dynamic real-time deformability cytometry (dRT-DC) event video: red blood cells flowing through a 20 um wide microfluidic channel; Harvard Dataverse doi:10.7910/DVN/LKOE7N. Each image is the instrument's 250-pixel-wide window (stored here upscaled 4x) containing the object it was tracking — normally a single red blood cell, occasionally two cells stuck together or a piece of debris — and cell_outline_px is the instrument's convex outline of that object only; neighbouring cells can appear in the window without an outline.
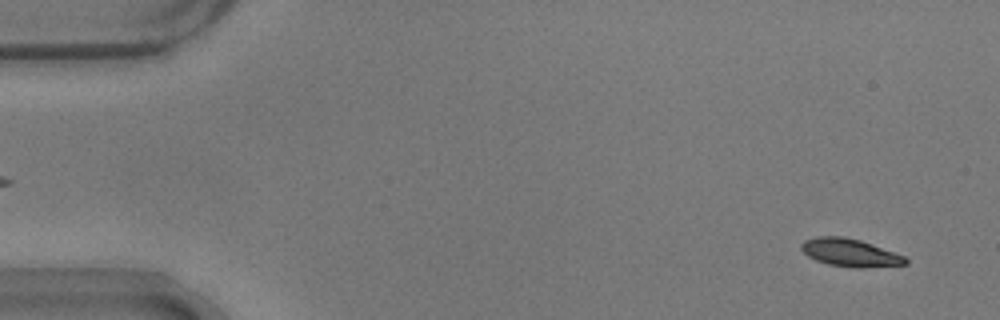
{"species": "common noctule bat (a hibernating species)", "species_latin": "Nyctalus noctula", "temperature_condition": "warm", "stored_images_in_passage": 54, "camera_frame_rate_fps": 3000, "um_per_image_px": 0.085, "animal": {"sex": "male", "body_mass_g": 17.9}, "frame": {"image": 1, "passage_image": 3, "time_ms": 0.667, "image_size_px": [1000, 320], "cell_outline_px": [[908, 264], [864, 268], [856, 268], [828, 264], [816, 260], [808, 256], [800, 248], [800, 244], [804, 240], [816, 236], [844, 236], [860, 240], [872, 244], [904, 256], [908, 260]], "centroid_in_image_um": [72.24, 21.47], "position_along_channel_um": 12.8, "area_um2": 16.94}}
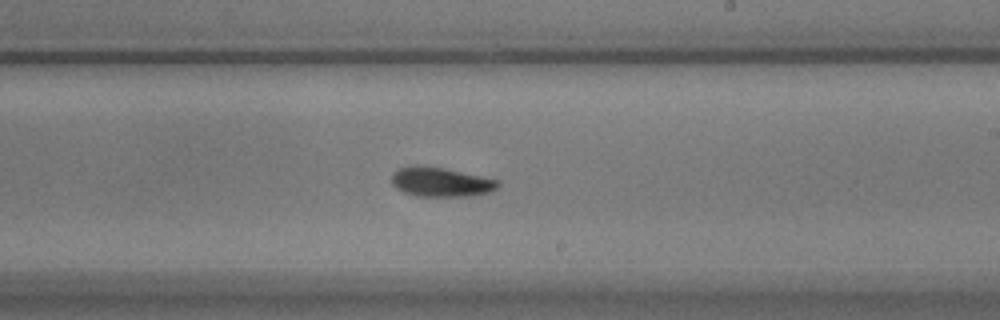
{"frame": {"image": 2, "passage_image": 32, "time_ms": 10.333, "image_size_px": [1000, 320], "cell_outline_px": [[500, 184], [496, 188], [488, 192], [472, 196], [416, 196], [404, 192], [396, 188], [392, 184], [392, 172], [396, 168], [412, 164], [416, 164], [444, 168], [496, 180]], "centroid_in_image_um": [37.37, 15.45], "position_along_channel_um": 251.6, "area_um2": 18.21}}
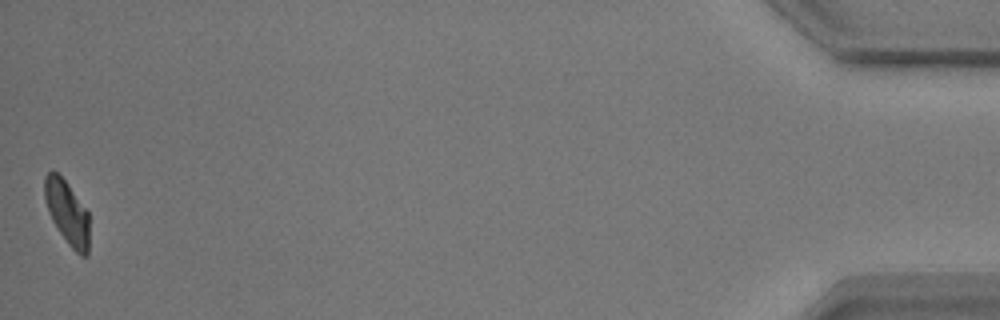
{"frame": {"image": 3, "passage_image": 54, "time_ms": 17.667, "image_size_px": [1000, 320], "cell_outline_px": [[88, 252], [84, 256], [80, 256], [68, 244], [52, 220], [48, 212], [44, 200], [44, 176], [48, 172], [56, 172], [68, 184], [88, 212]], "centroid_in_image_um": [5.68, 18.06], "position_along_channel_um": 429.5, "area_um2": 16.42}, "authors_computed_cell_mechanics": {"area_um2": 17.4556, "velocity_mm_per_s": 3.7099, "shape_relaxation_time_tau1_ms": 3.0994, "shape_relaxation_time_tau2_ms": 1.513, "deformation_change_tau1": 0.1373, "deformation_change_tau2": 0.0615}}